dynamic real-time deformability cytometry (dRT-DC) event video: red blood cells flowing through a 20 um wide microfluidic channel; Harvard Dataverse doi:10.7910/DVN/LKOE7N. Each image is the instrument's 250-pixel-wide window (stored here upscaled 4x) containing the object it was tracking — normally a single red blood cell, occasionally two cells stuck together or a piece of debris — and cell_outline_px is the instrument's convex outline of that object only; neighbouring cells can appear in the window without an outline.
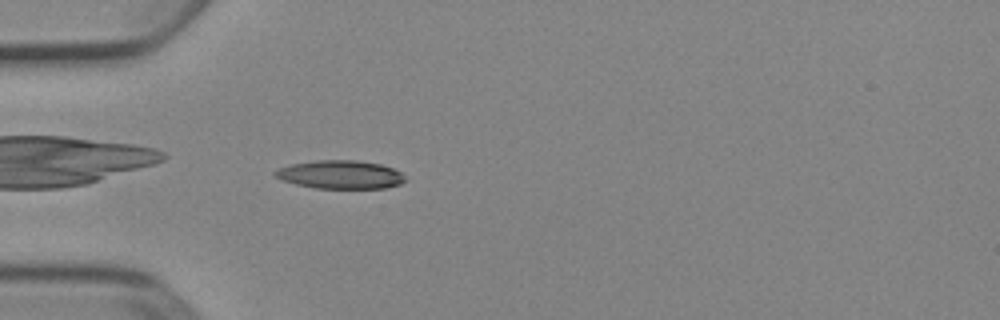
{"species": "Egyptian fruit bat (a non-hibernating species)", "species_latin": "Rousettus aegyptiacus", "temperature_condition": "cold", "stored_images_in_passage": 39, "camera_frame_rate_fps": 3000, "um_per_image_px": 0.085, "animal": {"sex": "female"}, "frame": {"image": 1, "passage_image": 3, "time_ms": 0.667, "image_size_px": [1000, 320], "cell_outline_px": [[408, 180], [400, 184], [384, 188], [316, 188], [296, 184], [284, 180], [276, 176], [272, 172], [280, 168], [292, 164], [316, 160], [356, 160], [380, 164], [392, 168], [400, 172]], "centroid_in_image_um": [28.96, 14.84], "position_along_channel_um": 56.0, "area_um2": 21.33}}
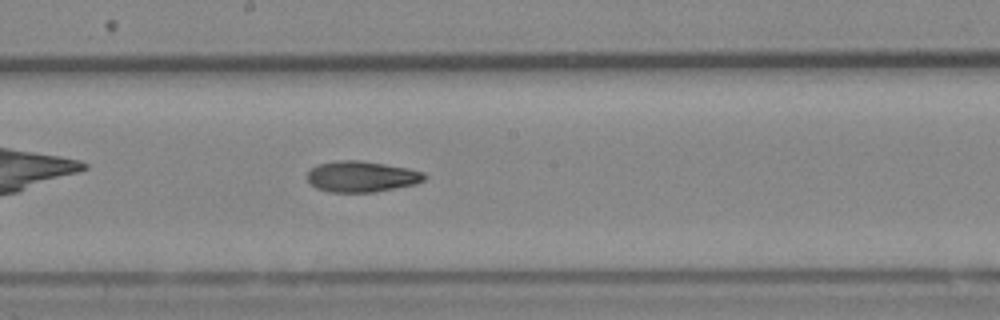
{"frame": {"image": 2, "passage_image": 16, "time_ms": 5.0, "image_size_px": [1000, 320], "cell_outline_px": [[428, 176], [424, 180], [416, 184], [372, 192], [328, 192], [316, 188], [304, 176], [316, 164], [336, 160], [360, 160], [408, 168], [424, 172]], "centroid_in_image_um": [30.71, 15.0], "position_along_channel_um": 217.5, "area_um2": 21.27}}
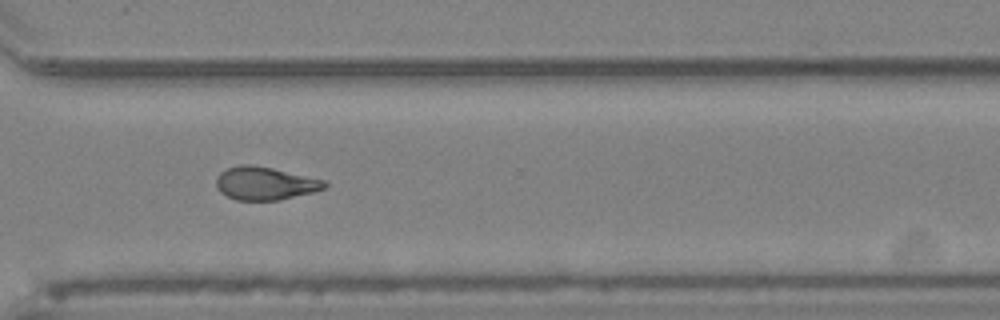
{"frame": {"image": 3, "passage_image": 26, "time_ms": 8.333, "image_size_px": [1000, 320], "cell_outline_px": [[328, 184], [324, 188], [312, 192], [280, 200], [236, 200], [220, 192], [216, 188], [216, 176], [220, 172], [228, 168], [240, 164], [252, 164], [272, 168], [328, 180]], "centroid_in_image_um": [22.53, 15.58], "position_along_channel_um": 348.1, "area_um2": 21.04}, "authors_computed_cell_mechanics": {"area_um2": 21.2126, "velocity_mm_per_s": 3.9103, "shape_relaxation_time_tau1_ms": null, "shape_relaxation_time_tau2_ms": 6.6769, "deformation_change_tau1": null, "deformation_change_tau2": 0.1543}}